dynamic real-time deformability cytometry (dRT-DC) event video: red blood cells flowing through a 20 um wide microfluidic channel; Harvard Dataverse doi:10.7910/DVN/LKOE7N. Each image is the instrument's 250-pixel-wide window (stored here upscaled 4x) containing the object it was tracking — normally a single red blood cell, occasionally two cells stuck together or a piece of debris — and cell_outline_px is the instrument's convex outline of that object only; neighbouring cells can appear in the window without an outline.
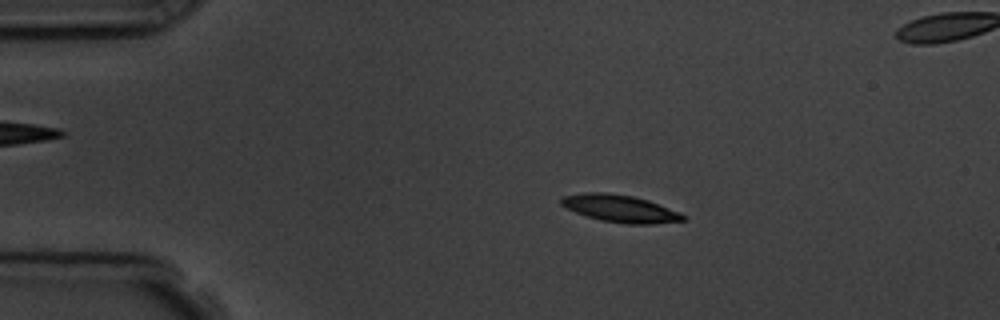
{"species": "common noctule bat (a hibernating species)", "species_latin": "Nyctalus noctula", "temperature_condition": "room temperature", "stored_images_in_passage": 10, "camera_frame_rate_fps": 3000, "um_per_image_px": 0.085, "animal": {"sex": "male", "body_mass_g": 19.5, "forearm_length_mm": 54.6}, "frame": {"image": 1, "passage_image": 2, "time_ms": 1.333, "image_size_px": [1000, 320], "cell_outline_px": [[688, 216], [684, 220], [652, 224], [628, 224], [600, 220], [576, 212], [560, 204], [560, 200], [564, 196], [584, 192], [608, 192], [632, 196], [648, 200], [680, 212]], "centroid_in_image_um": [52.74, 17.72], "position_along_channel_um": 32.3, "area_um2": 19.31}}
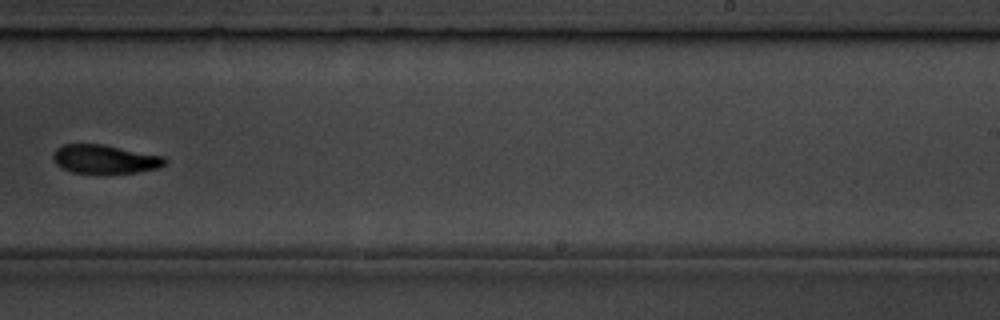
{"frame": {"image": 2, "passage_image": 9, "time_ms": 9.333, "image_size_px": [1000, 320], "cell_outline_px": [[168, 164], [160, 168], [136, 172], [108, 176], [72, 172], [56, 164], [52, 156], [52, 152], [56, 148], [64, 144], [104, 144], [164, 156], [168, 160]], "centroid_in_image_um": [8.95, 13.56], "position_along_channel_um": 280.0, "area_um2": 19.59}}
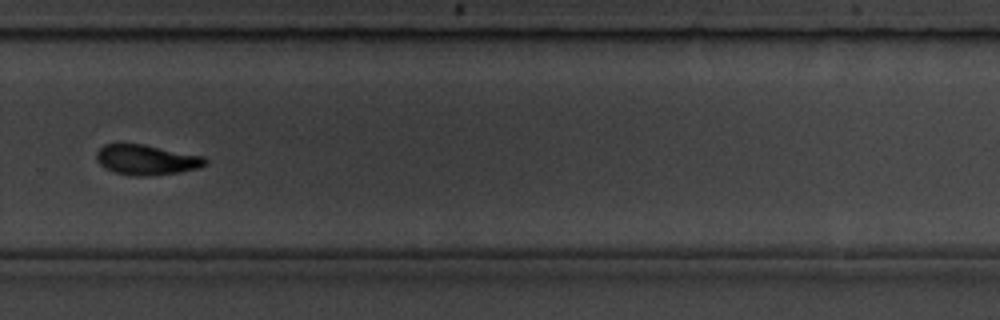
{"frame": {"image": 3, "passage_image": 10, "time_ms": 10.333, "image_size_px": [1000, 320], "cell_outline_px": [[208, 164], [200, 168], [180, 172], [148, 176], [132, 176], [116, 172], [104, 168], [96, 160], [96, 152], [104, 144], [144, 144], [204, 156], [208, 160]], "centroid_in_image_um": [12.48, 13.59], "position_along_channel_um": 317.3, "area_um2": 19.31}}